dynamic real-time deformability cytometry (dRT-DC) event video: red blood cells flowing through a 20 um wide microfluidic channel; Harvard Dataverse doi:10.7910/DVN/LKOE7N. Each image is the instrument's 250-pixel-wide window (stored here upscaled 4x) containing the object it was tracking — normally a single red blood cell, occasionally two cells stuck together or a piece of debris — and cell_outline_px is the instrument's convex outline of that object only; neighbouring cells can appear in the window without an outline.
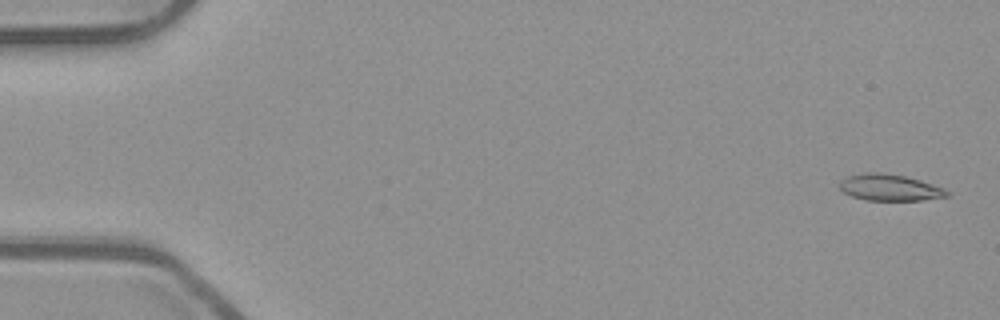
{"species": "common noctule bat (a hibernating species)", "species_latin": "Nyctalus noctula", "temperature_condition": "room temperature", "stored_images_in_passage": 53, "camera_frame_rate_fps": 3000, "um_per_image_px": 0.085, "animal": {"sex": "male", "body_mass_g": 23.1, "forearm_length_mm": 52.7}, "frame": {"image": 1, "passage_image": 1, "time_ms": 0.0, "image_size_px": [1000, 320], "cell_outline_px": [[952, 192], [948, 196], [924, 200], [864, 200], [852, 196], [844, 192], [840, 188], [840, 180], [848, 176], [864, 172], [880, 172], [904, 176], [920, 180], [944, 188]], "centroid_in_image_um": [75.64, 15.94], "position_along_channel_um": 9.4, "area_um2": 16.59}}
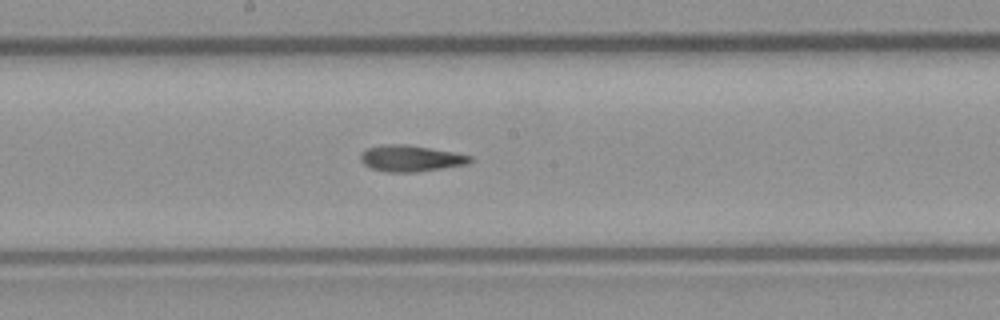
{"frame": {"image": 2, "passage_image": 28, "time_ms": 9.0, "image_size_px": [1000, 320], "cell_outline_px": [[472, 160], [468, 164], [416, 172], [384, 172], [372, 168], [364, 164], [360, 160], [360, 156], [368, 148], [380, 144], [408, 144], [452, 152], [472, 156]], "centroid_in_image_um": [34.9, 13.46], "position_along_channel_um": 213.3, "area_um2": 16.7}}
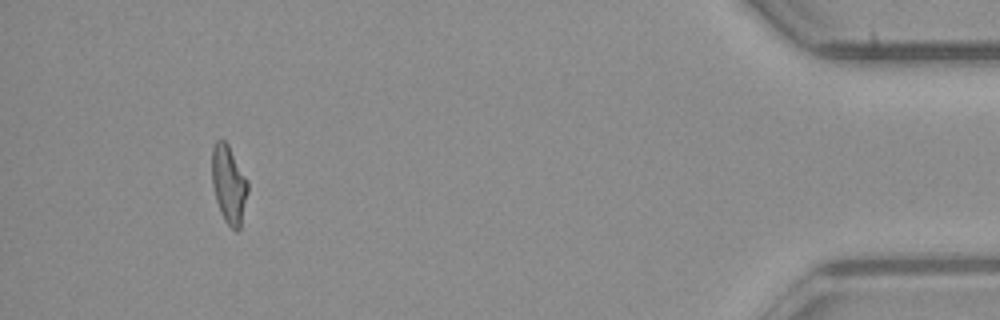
{"frame": {"image": 3, "passage_image": 49, "time_ms": 16.0, "image_size_px": [1000, 320], "cell_outline_px": [[248, 192], [240, 228], [236, 232], [224, 220], [220, 212], [216, 200], [212, 184], [212, 148], [216, 140], [224, 140], [228, 144], [248, 180]], "centroid_in_image_um": [19.45, 15.67], "position_along_channel_um": 415.7, "area_um2": 16.36}, "authors_computed_cell_mechanics": {"area_um2": 16.473, "velocity_mm_per_s": 3.901, "shape_relaxation_time_tau1_ms": null, "shape_relaxation_time_tau2_ms": 3.2344, "deformation_change_tau1": null, "deformation_change_tau2": 0.1169}}